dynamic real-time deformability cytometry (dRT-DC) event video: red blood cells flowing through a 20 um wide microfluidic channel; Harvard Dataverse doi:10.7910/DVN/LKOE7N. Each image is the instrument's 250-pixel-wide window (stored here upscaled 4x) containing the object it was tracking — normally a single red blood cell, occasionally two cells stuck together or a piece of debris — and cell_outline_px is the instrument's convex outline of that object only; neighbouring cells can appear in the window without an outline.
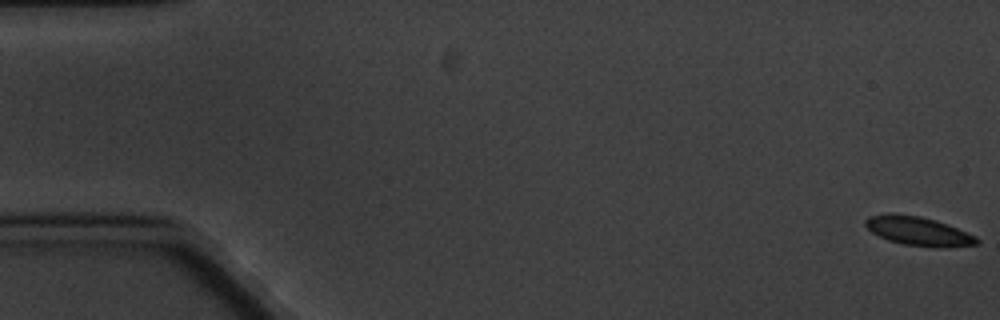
{"species": "common noctule bat (a hibernating species)", "species_latin": "Nyctalus noctula", "temperature_condition": "cold", "stored_images_in_passage": 5, "camera_frame_rate_fps": 3000, "um_per_image_px": 0.085, "animal": {"sex": "male", "body_mass_g": 20.1, "forearm_length_mm": 53.5}, "frame": {"image": 1, "passage_image": 1, "time_ms": 0.0, "image_size_px": [1000, 320], "cell_outline_px": [[980, 244], [944, 248], [936, 248], [904, 244], [888, 240], [872, 232], [864, 224], [864, 220], [868, 216], [892, 212], [920, 216], [936, 220], [976, 236], [980, 240]], "centroid_in_image_um": [78.06, 19.64], "position_along_channel_um": 6.9, "area_um2": 18.96}}
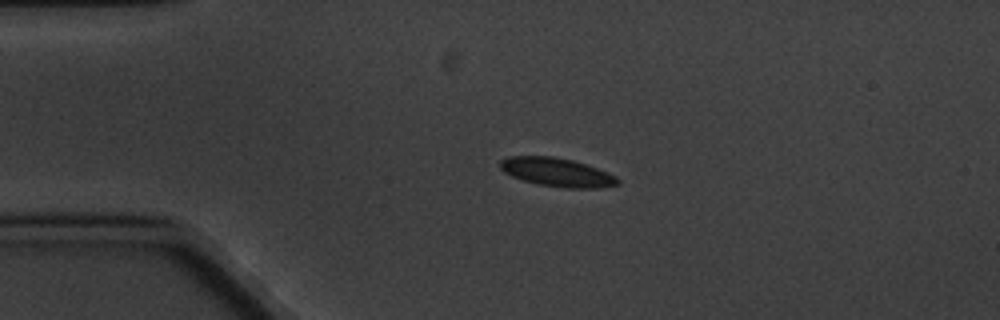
{"frame": {"image": 2, "passage_image": 4, "time_ms": 4.333, "image_size_px": [1000, 320], "cell_outline_px": [[620, 184], [600, 188], [564, 188], [536, 184], [512, 176], [504, 172], [500, 168], [500, 160], [508, 156], [552, 156], [572, 160], [608, 172], [616, 176], [620, 180]], "centroid_in_image_um": [47.35, 14.65], "position_along_channel_um": 37.6, "area_um2": 19.65}}